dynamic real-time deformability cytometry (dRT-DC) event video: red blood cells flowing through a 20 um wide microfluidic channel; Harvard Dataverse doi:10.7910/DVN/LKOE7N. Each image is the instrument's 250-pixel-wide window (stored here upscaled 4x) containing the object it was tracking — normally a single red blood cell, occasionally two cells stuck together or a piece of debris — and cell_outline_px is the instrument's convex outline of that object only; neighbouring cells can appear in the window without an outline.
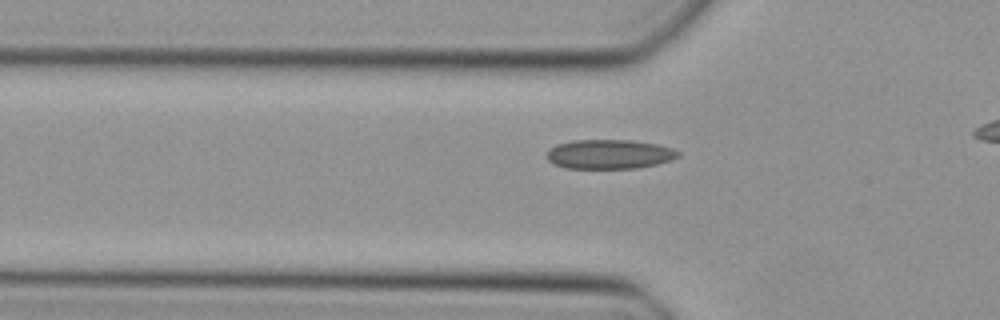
{"species": "Egyptian fruit bat (a non-hibernating species)", "species_latin": "Rousettus aegyptiacus", "temperature_condition": "cold", "stored_images_in_passage": 32, "camera_frame_rate_fps": 3000, "um_per_image_px": 0.085, "animal": {"sex": "female"}, "frame": {"image": 1, "passage_image": 8, "time_ms": 2.333, "image_size_px": [1000, 320], "cell_outline_px": [[680, 156], [672, 160], [656, 164], [636, 168], [564, 168], [552, 164], [544, 156], [548, 148], [556, 144], [572, 140], [632, 140], [656, 144], [672, 148], [680, 152]], "centroid_in_image_um": [51.74, 13.1], "position_along_channel_um": 74.1, "area_um2": 22.77}}
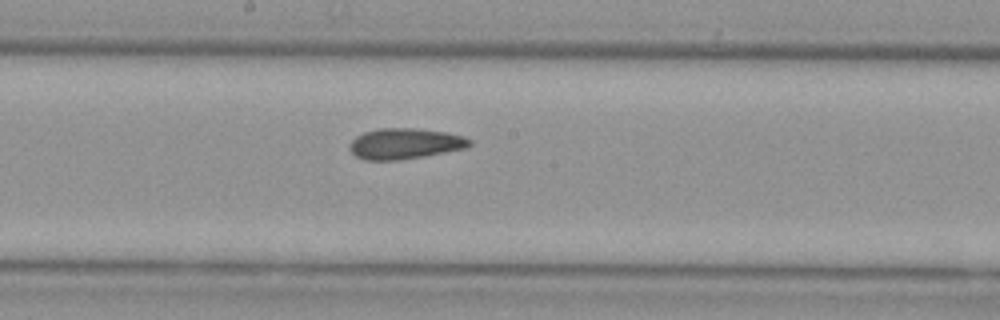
{"frame": {"image": 2, "passage_image": 18, "time_ms": 5.667, "image_size_px": [1000, 320], "cell_outline_px": [[472, 144], [464, 148], [400, 160], [364, 160], [356, 156], [348, 148], [348, 144], [356, 136], [364, 132], [376, 128], [416, 128], [448, 132], [464, 136], [472, 140]], "centroid_in_image_um": [34.38, 12.19], "position_along_channel_um": 213.8, "area_um2": 21.56}}
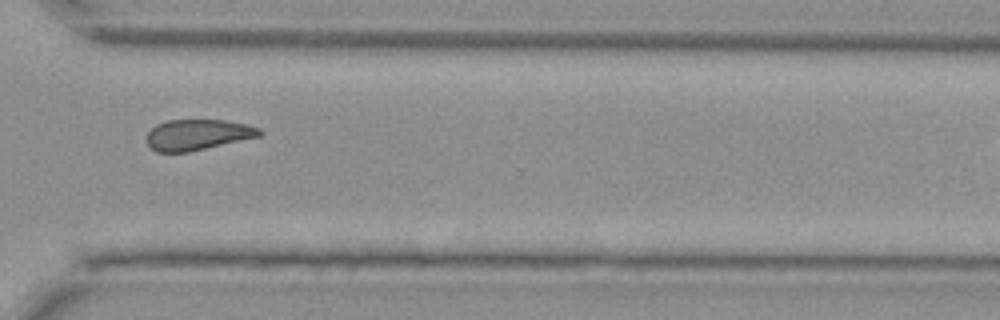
{"frame": {"image": 3, "passage_image": 28, "time_ms": 9.0, "image_size_px": [1000, 320], "cell_outline_px": [[264, 132], [260, 136], [188, 152], [156, 152], [148, 144], [148, 132], [156, 124], [164, 120], [224, 120], [248, 124], [260, 128]], "centroid_in_image_um": [16.82, 11.44], "position_along_channel_um": 353.8, "area_um2": 20.17}}